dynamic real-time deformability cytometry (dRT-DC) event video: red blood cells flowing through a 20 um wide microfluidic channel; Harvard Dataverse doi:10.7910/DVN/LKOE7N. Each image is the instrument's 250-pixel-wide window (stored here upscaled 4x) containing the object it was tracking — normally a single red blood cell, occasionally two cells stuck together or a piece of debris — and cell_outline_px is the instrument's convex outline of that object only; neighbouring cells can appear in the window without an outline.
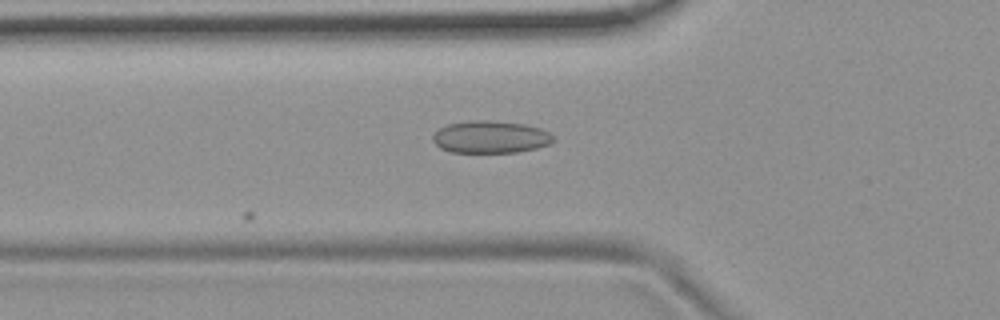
{"species": "common noctule bat (a hibernating species)", "species_latin": "Nyctalus noctula", "temperature_condition": "room temperature", "stored_images_in_passage": 4, "camera_frame_rate_fps": 3000, "um_per_image_px": 0.085, "animal": {"sex": "female", "body_mass_g": 19.9}, "frame": {"image": 1, "passage_image": 4, "time_ms": 1.0, "image_size_px": [1000, 320], "cell_outline_px": [[556, 140], [548, 144], [536, 148], [516, 152], [452, 152], [440, 148], [432, 140], [432, 136], [440, 128], [448, 124], [472, 120], [488, 120], [524, 124], [540, 128], [548, 132]], "centroid_in_image_um": [41.68, 11.64], "position_along_channel_um": 84.1, "area_um2": 22.54}}